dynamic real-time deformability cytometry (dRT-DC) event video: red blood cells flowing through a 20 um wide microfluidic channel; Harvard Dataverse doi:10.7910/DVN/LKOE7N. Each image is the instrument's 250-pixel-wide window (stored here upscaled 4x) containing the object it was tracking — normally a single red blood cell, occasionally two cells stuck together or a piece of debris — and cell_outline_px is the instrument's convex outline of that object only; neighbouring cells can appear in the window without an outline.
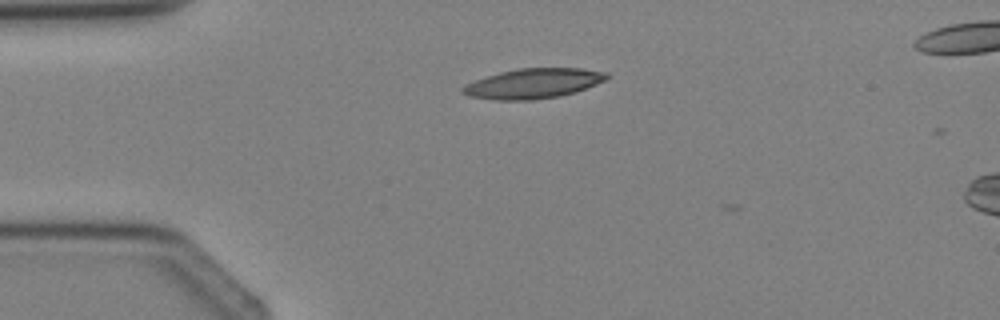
{"species": "Egyptian fruit bat (a non-hibernating species)", "species_latin": "Rousettus aegyptiacus", "temperature_condition": "cold", "stored_images_in_passage": 3, "camera_frame_rate_fps": 3000, "um_per_image_px": 0.085, "animal": {"sex": "female"}, "frame": {"image": 1, "passage_image": 2, "time_ms": 1.333, "image_size_px": [1000, 320], "cell_outline_px": [[608, 76], [604, 80], [596, 84], [576, 92], [560, 96], [532, 100], [496, 100], [468, 96], [460, 92], [460, 88], [464, 84], [500, 72], [516, 68], [580, 68], [608, 72]], "centroid_in_image_um": [45.3, 7.1], "position_along_channel_um": 39.7, "area_um2": 25.2}}